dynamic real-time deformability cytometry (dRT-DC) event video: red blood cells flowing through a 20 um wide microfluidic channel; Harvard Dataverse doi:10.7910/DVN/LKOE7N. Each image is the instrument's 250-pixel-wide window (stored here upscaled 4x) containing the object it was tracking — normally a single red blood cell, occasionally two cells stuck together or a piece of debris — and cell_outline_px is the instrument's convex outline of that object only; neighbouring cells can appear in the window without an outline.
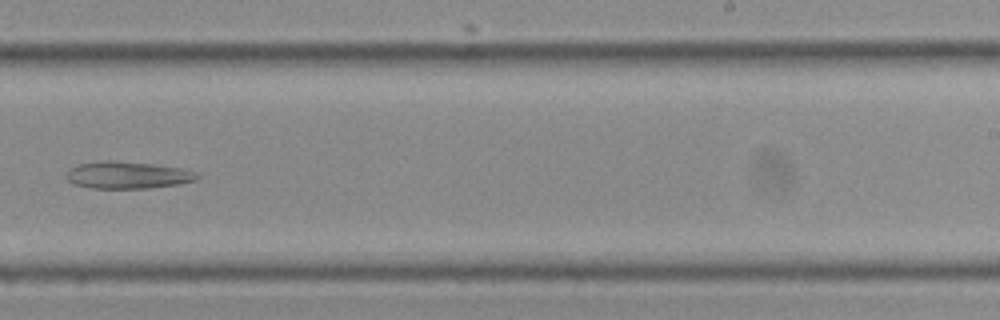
{"species": "Egyptian fruit bat (a non-hibernating species)", "species_latin": "Rousettus aegyptiacus", "temperature_condition": "cold", "stored_images_in_passage": 21, "camera_frame_rate_fps": 3000, "um_per_image_px": 0.085, "frame": {"image": 1, "passage_image": 18, "time_ms": 5.667, "image_size_px": [1000, 320], "cell_outline_px": [[200, 176], [196, 180], [180, 184], [148, 188], [92, 188], [72, 184], [64, 176], [76, 164], [108, 160], [152, 164], [180, 168], [200, 172]], "centroid_in_image_um": [10.87, 14.89], "position_along_channel_um": 278.1, "area_um2": 20.69}}